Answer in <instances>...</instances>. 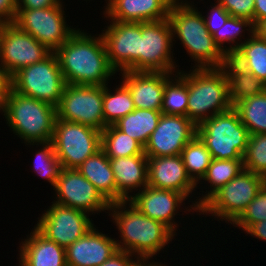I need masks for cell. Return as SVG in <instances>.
I'll return each mask as SVG.
<instances>
[{
	"instance_id": "cb8c5ba5",
	"label": "cell",
	"mask_w": 266,
	"mask_h": 266,
	"mask_svg": "<svg viewBox=\"0 0 266 266\" xmlns=\"http://www.w3.org/2000/svg\"><path fill=\"white\" fill-rule=\"evenodd\" d=\"M114 173L118 193L129 200L130 192L148 186V157L133 155L129 157L109 158Z\"/></svg>"
},
{
	"instance_id": "f35d334b",
	"label": "cell",
	"mask_w": 266,
	"mask_h": 266,
	"mask_svg": "<svg viewBox=\"0 0 266 266\" xmlns=\"http://www.w3.org/2000/svg\"><path fill=\"white\" fill-rule=\"evenodd\" d=\"M234 17L245 18L254 25V0H216Z\"/></svg>"
},
{
	"instance_id": "60d3db41",
	"label": "cell",
	"mask_w": 266,
	"mask_h": 266,
	"mask_svg": "<svg viewBox=\"0 0 266 266\" xmlns=\"http://www.w3.org/2000/svg\"><path fill=\"white\" fill-rule=\"evenodd\" d=\"M17 14V0H0V21L14 23Z\"/></svg>"
},
{
	"instance_id": "6da1fadb",
	"label": "cell",
	"mask_w": 266,
	"mask_h": 266,
	"mask_svg": "<svg viewBox=\"0 0 266 266\" xmlns=\"http://www.w3.org/2000/svg\"><path fill=\"white\" fill-rule=\"evenodd\" d=\"M76 30L54 53L66 84L105 86L116 74L101 34Z\"/></svg>"
},
{
	"instance_id": "5bb4252c",
	"label": "cell",
	"mask_w": 266,
	"mask_h": 266,
	"mask_svg": "<svg viewBox=\"0 0 266 266\" xmlns=\"http://www.w3.org/2000/svg\"><path fill=\"white\" fill-rule=\"evenodd\" d=\"M52 203L34 226L46 239L67 248L94 226L86 212Z\"/></svg>"
},
{
	"instance_id": "5b68a950",
	"label": "cell",
	"mask_w": 266,
	"mask_h": 266,
	"mask_svg": "<svg viewBox=\"0 0 266 266\" xmlns=\"http://www.w3.org/2000/svg\"><path fill=\"white\" fill-rule=\"evenodd\" d=\"M179 71L187 78V117L196 125L233 107L229 99V81L223 67L193 68L189 73Z\"/></svg>"
},
{
	"instance_id": "2e32d148",
	"label": "cell",
	"mask_w": 266,
	"mask_h": 266,
	"mask_svg": "<svg viewBox=\"0 0 266 266\" xmlns=\"http://www.w3.org/2000/svg\"><path fill=\"white\" fill-rule=\"evenodd\" d=\"M53 190L56 192L53 202L60 205L87 214L109 211L110 203L78 169L62 168Z\"/></svg>"
},
{
	"instance_id": "bcb514c9",
	"label": "cell",
	"mask_w": 266,
	"mask_h": 266,
	"mask_svg": "<svg viewBox=\"0 0 266 266\" xmlns=\"http://www.w3.org/2000/svg\"><path fill=\"white\" fill-rule=\"evenodd\" d=\"M254 26L261 20L266 19V0H254Z\"/></svg>"
},
{
	"instance_id": "9a60e30c",
	"label": "cell",
	"mask_w": 266,
	"mask_h": 266,
	"mask_svg": "<svg viewBox=\"0 0 266 266\" xmlns=\"http://www.w3.org/2000/svg\"><path fill=\"white\" fill-rule=\"evenodd\" d=\"M102 31L111 66L117 71L140 72V23L110 21Z\"/></svg>"
},
{
	"instance_id": "52a82bcc",
	"label": "cell",
	"mask_w": 266,
	"mask_h": 266,
	"mask_svg": "<svg viewBox=\"0 0 266 266\" xmlns=\"http://www.w3.org/2000/svg\"><path fill=\"white\" fill-rule=\"evenodd\" d=\"M266 178L251 171L242 170L229 183L215 192L198 210V214H211L221 221L233 224L245 211Z\"/></svg>"
},
{
	"instance_id": "ab89813d",
	"label": "cell",
	"mask_w": 266,
	"mask_h": 266,
	"mask_svg": "<svg viewBox=\"0 0 266 266\" xmlns=\"http://www.w3.org/2000/svg\"><path fill=\"white\" fill-rule=\"evenodd\" d=\"M215 3L217 4L212 5L209 11L210 13L208 14L209 16H203L206 28L211 35L220 30L222 25H224L227 19L231 16L220 3Z\"/></svg>"
},
{
	"instance_id": "d590c367",
	"label": "cell",
	"mask_w": 266,
	"mask_h": 266,
	"mask_svg": "<svg viewBox=\"0 0 266 266\" xmlns=\"http://www.w3.org/2000/svg\"><path fill=\"white\" fill-rule=\"evenodd\" d=\"M26 144L30 146L40 145L42 147L36 152L33 169H35L34 171L37 172V175L46 179L54 188L62 170V165L55 154L52 141Z\"/></svg>"
},
{
	"instance_id": "4316f807",
	"label": "cell",
	"mask_w": 266,
	"mask_h": 266,
	"mask_svg": "<svg viewBox=\"0 0 266 266\" xmlns=\"http://www.w3.org/2000/svg\"><path fill=\"white\" fill-rule=\"evenodd\" d=\"M242 170H244L242 159H212L205 176L202 178V180L207 181L206 183H210V191L206 190L205 195H203L199 199H196L198 201H195V203L193 202V205H190V208L187 207L185 209L189 211V213L193 210L198 214L199 208L215 192L229 183Z\"/></svg>"
},
{
	"instance_id": "b9f144b4",
	"label": "cell",
	"mask_w": 266,
	"mask_h": 266,
	"mask_svg": "<svg viewBox=\"0 0 266 266\" xmlns=\"http://www.w3.org/2000/svg\"><path fill=\"white\" fill-rule=\"evenodd\" d=\"M132 255L127 251L117 250L100 266H132L135 261Z\"/></svg>"
},
{
	"instance_id": "44dd1931",
	"label": "cell",
	"mask_w": 266,
	"mask_h": 266,
	"mask_svg": "<svg viewBox=\"0 0 266 266\" xmlns=\"http://www.w3.org/2000/svg\"><path fill=\"white\" fill-rule=\"evenodd\" d=\"M94 226L66 248L67 266H100L117 250L116 240Z\"/></svg>"
},
{
	"instance_id": "7dc6e473",
	"label": "cell",
	"mask_w": 266,
	"mask_h": 266,
	"mask_svg": "<svg viewBox=\"0 0 266 266\" xmlns=\"http://www.w3.org/2000/svg\"><path fill=\"white\" fill-rule=\"evenodd\" d=\"M254 33H256L260 38L266 40V19L259 21L254 26Z\"/></svg>"
},
{
	"instance_id": "277c9868",
	"label": "cell",
	"mask_w": 266,
	"mask_h": 266,
	"mask_svg": "<svg viewBox=\"0 0 266 266\" xmlns=\"http://www.w3.org/2000/svg\"><path fill=\"white\" fill-rule=\"evenodd\" d=\"M0 112L4 113L6 124L24 143L52 141L56 107L28 97L9 88Z\"/></svg>"
},
{
	"instance_id": "3957f363",
	"label": "cell",
	"mask_w": 266,
	"mask_h": 266,
	"mask_svg": "<svg viewBox=\"0 0 266 266\" xmlns=\"http://www.w3.org/2000/svg\"><path fill=\"white\" fill-rule=\"evenodd\" d=\"M168 20L173 41L174 38L181 41L188 56L195 61L193 68L223 67L228 55L215 43L197 7L193 4L171 5Z\"/></svg>"
},
{
	"instance_id": "484cf974",
	"label": "cell",
	"mask_w": 266,
	"mask_h": 266,
	"mask_svg": "<svg viewBox=\"0 0 266 266\" xmlns=\"http://www.w3.org/2000/svg\"><path fill=\"white\" fill-rule=\"evenodd\" d=\"M229 81V99L234 107L238 102L266 91V83L235 63L230 57L223 64Z\"/></svg>"
},
{
	"instance_id": "603a6c76",
	"label": "cell",
	"mask_w": 266,
	"mask_h": 266,
	"mask_svg": "<svg viewBox=\"0 0 266 266\" xmlns=\"http://www.w3.org/2000/svg\"><path fill=\"white\" fill-rule=\"evenodd\" d=\"M20 245L18 266H67L66 248L46 239L35 228Z\"/></svg>"
},
{
	"instance_id": "e0dca14e",
	"label": "cell",
	"mask_w": 266,
	"mask_h": 266,
	"mask_svg": "<svg viewBox=\"0 0 266 266\" xmlns=\"http://www.w3.org/2000/svg\"><path fill=\"white\" fill-rule=\"evenodd\" d=\"M197 135V125L186 116L163 114L150 135L144 153L147 157L181 155Z\"/></svg>"
},
{
	"instance_id": "ee69618b",
	"label": "cell",
	"mask_w": 266,
	"mask_h": 266,
	"mask_svg": "<svg viewBox=\"0 0 266 266\" xmlns=\"http://www.w3.org/2000/svg\"><path fill=\"white\" fill-rule=\"evenodd\" d=\"M11 87L10 77L0 64V107L7 97L9 88Z\"/></svg>"
},
{
	"instance_id": "ac0fdd59",
	"label": "cell",
	"mask_w": 266,
	"mask_h": 266,
	"mask_svg": "<svg viewBox=\"0 0 266 266\" xmlns=\"http://www.w3.org/2000/svg\"><path fill=\"white\" fill-rule=\"evenodd\" d=\"M134 195L131 194L130 201L133 206L145 216L159 221L167 226L175 235L177 222L174 221L175 215L186 198L183 194L172 190L158 189L146 186Z\"/></svg>"
},
{
	"instance_id": "8fae6325",
	"label": "cell",
	"mask_w": 266,
	"mask_h": 266,
	"mask_svg": "<svg viewBox=\"0 0 266 266\" xmlns=\"http://www.w3.org/2000/svg\"><path fill=\"white\" fill-rule=\"evenodd\" d=\"M56 113L64 121L102 131L107 126L103 115V86L66 84Z\"/></svg>"
},
{
	"instance_id": "1f68e13d",
	"label": "cell",
	"mask_w": 266,
	"mask_h": 266,
	"mask_svg": "<svg viewBox=\"0 0 266 266\" xmlns=\"http://www.w3.org/2000/svg\"><path fill=\"white\" fill-rule=\"evenodd\" d=\"M233 108L250 134H266V91L238 102Z\"/></svg>"
},
{
	"instance_id": "8d00e7d4",
	"label": "cell",
	"mask_w": 266,
	"mask_h": 266,
	"mask_svg": "<svg viewBox=\"0 0 266 266\" xmlns=\"http://www.w3.org/2000/svg\"><path fill=\"white\" fill-rule=\"evenodd\" d=\"M242 161L245 170L266 178V134H250Z\"/></svg>"
},
{
	"instance_id": "836d02e7",
	"label": "cell",
	"mask_w": 266,
	"mask_h": 266,
	"mask_svg": "<svg viewBox=\"0 0 266 266\" xmlns=\"http://www.w3.org/2000/svg\"><path fill=\"white\" fill-rule=\"evenodd\" d=\"M187 107V78L178 71L177 75L175 73V76H172L165 83L161 112L168 115H180L187 117Z\"/></svg>"
},
{
	"instance_id": "f1b7e54d",
	"label": "cell",
	"mask_w": 266,
	"mask_h": 266,
	"mask_svg": "<svg viewBox=\"0 0 266 266\" xmlns=\"http://www.w3.org/2000/svg\"><path fill=\"white\" fill-rule=\"evenodd\" d=\"M162 112L148 109H134L113 124L117 129L137 140L143 147L157 127Z\"/></svg>"
},
{
	"instance_id": "f907efd6",
	"label": "cell",
	"mask_w": 266,
	"mask_h": 266,
	"mask_svg": "<svg viewBox=\"0 0 266 266\" xmlns=\"http://www.w3.org/2000/svg\"><path fill=\"white\" fill-rule=\"evenodd\" d=\"M3 25H4V23L2 21H0V31L2 30Z\"/></svg>"
},
{
	"instance_id": "74e56055",
	"label": "cell",
	"mask_w": 266,
	"mask_h": 266,
	"mask_svg": "<svg viewBox=\"0 0 266 266\" xmlns=\"http://www.w3.org/2000/svg\"><path fill=\"white\" fill-rule=\"evenodd\" d=\"M266 220V183L258 191L256 197L249 203L233 226L246 231L252 224Z\"/></svg>"
},
{
	"instance_id": "d6a6232c",
	"label": "cell",
	"mask_w": 266,
	"mask_h": 266,
	"mask_svg": "<svg viewBox=\"0 0 266 266\" xmlns=\"http://www.w3.org/2000/svg\"><path fill=\"white\" fill-rule=\"evenodd\" d=\"M181 157L188 176L198 185L212 161L211 153L196 135L182 150Z\"/></svg>"
},
{
	"instance_id": "7bdbcfd3",
	"label": "cell",
	"mask_w": 266,
	"mask_h": 266,
	"mask_svg": "<svg viewBox=\"0 0 266 266\" xmlns=\"http://www.w3.org/2000/svg\"><path fill=\"white\" fill-rule=\"evenodd\" d=\"M61 3V0H17V8L42 9Z\"/></svg>"
},
{
	"instance_id": "c3c4849f",
	"label": "cell",
	"mask_w": 266,
	"mask_h": 266,
	"mask_svg": "<svg viewBox=\"0 0 266 266\" xmlns=\"http://www.w3.org/2000/svg\"><path fill=\"white\" fill-rule=\"evenodd\" d=\"M151 258H146V257H139L137 258L134 263L132 264V266H166L165 264H161V263H156V262H150L148 260H150ZM150 262V263H149Z\"/></svg>"
},
{
	"instance_id": "8992f818",
	"label": "cell",
	"mask_w": 266,
	"mask_h": 266,
	"mask_svg": "<svg viewBox=\"0 0 266 266\" xmlns=\"http://www.w3.org/2000/svg\"><path fill=\"white\" fill-rule=\"evenodd\" d=\"M197 136L211 153L212 159H242L250 133L238 112L230 110L215 114L197 125Z\"/></svg>"
},
{
	"instance_id": "681fc988",
	"label": "cell",
	"mask_w": 266,
	"mask_h": 266,
	"mask_svg": "<svg viewBox=\"0 0 266 266\" xmlns=\"http://www.w3.org/2000/svg\"><path fill=\"white\" fill-rule=\"evenodd\" d=\"M171 5H178V4H192L190 1L188 2L187 0H168Z\"/></svg>"
},
{
	"instance_id": "83f0119b",
	"label": "cell",
	"mask_w": 266,
	"mask_h": 266,
	"mask_svg": "<svg viewBox=\"0 0 266 266\" xmlns=\"http://www.w3.org/2000/svg\"><path fill=\"white\" fill-rule=\"evenodd\" d=\"M231 54L230 58L266 83V40L256 33L249 35Z\"/></svg>"
},
{
	"instance_id": "30bf717a",
	"label": "cell",
	"mask_w": 266,
	"mask_h": 266,
	"mask_svg": "<svg viewBox=\"0 0 266 266\" xmlns=\"http://www.w3.org/2000/svg\"><path fill=\"white\" fill-rule=\"evenodd\" d=\"M63 6L61 3L42 9L17 8L14 24L55 52L77 30L66 24Z\"/></svg>"
},
{
	"instance_id": "ba28073f",
	"label": "cell",
	"mask_w": 266,
	"mask_h": 266,
	"mask_svg": "<svg viewBox=\"0 0 266 266\" xmlns=\"http://www.w3.org/2000/svg\"><path fill=\"white\" fill-rule=\"evenodd\" d=\"M10 82L11 88L19 94L54 107L59 105L66 85L54 52L44 60L20 69L10 78Z\"/></svg>"
},
{
	"instance_id": "7a4b0ae2",
	"label": "cell",
	"mask_w": 266,
	"mask_h": 266,
	"mask_svg": "<svg viewBox=\"0 0 266 266\" xmlns=\"http://www.w3.org/2000/svg\"><path fill=\"white\" fill-rule=\"evenodd\" d=\"M109 211L121 236L120 241L116 240L118 250L133 254L134 259L153 258L175 236L167 226L145 216L128 200L111 203Z\"/></svg>"
},
{
	"instance_id": "ffe728a7",
	"label": "cell",
	"mask_w": 266,
	"mask_h": 266,
	"mask_svg": "<svg viewBox=\"0 0 266 266\" xmlns=\"http://www.w3.org/2000/svg\"><path fill=\"white\" fill-rule=\"evenodd\" d=\"M120 73L122 82L130 90L135 109L161 111L165 83L175 75L174 73L133 71Z\"/></svg>"
},
{
	"instance_id": "e575fe53",
	"label": "cell",
	"mask_w": 266,
	"mask_h": 266,
	"mask_svg": "<svg viewBox=\"0 0 266 266\" xmlns=\"http://www.w3.org/2000/svg\"><path fill=\"white\" fill-rule=\"evenodd\" d=\"M246 27L247 29H245ZM243 28L248 31L250 35L254 33L253 22L245 18L230 16L220 30L212 34L215 43L228 55V57H230L240 44L243 43L241 42L242 40H240L241 37H243L242 32H245ZM224 43L229 44V47L225 46Z\"/></svg>"
},
{
	"instance_id": "4dcf8cb0",
	"label": "cell",
	"mask_w": 266,
	"mask_h": 266,
	"mask_svg": "<svg viewBox=\"0 0 266 266\" xmlns=\"http://www.w3.org/2000/svg\"><path fill=\"white\" fill-rule=\"evenodd\" d=\"M107 86H103V115L108 126L131 113L135 106L129 88L122 81L114 93Z\"/></svg>"
},
{
	"instance_id": "f6af8a7d",
	"label": "cell",
	"mask_w": 266,
	"mask_h": 266,
	"mask_svg": "<svg viewBox=\"0 0 266 266\" xmlns=\"http://www.w3.org/2000/svg\"><path fill=\"white\" fill-rule=\"evenodd\" d=\"M245 232L256 239L266 241V220L252 224Z\"/></svg>"
},
{
	"instance_id": "7402d4cb",
	"label": "cell",
	"mask_w": 266,
	"mask_h": 266,
	"mask_svg": "<svg viewBox=\"0 0 266 266\" xmlns=\"http://www.w3.org/2000/svg\"><path fill=\"white\" fill-rule=\"evenodd\" d=\"M104 17L121 22H153L168 18V0H107Z\"/></svg>"
},
{
	"instance_id": "4fadbf2b",
	"label": "cell",
	"mask_w": 266,
	"mask_h": 266,
	"mask_svg": "<svg viewBox=\"0 0 266 266\" xmlns=\"http://www.w3.org/2000/svg\"><path fill=\"white\" fill-rule=\"evenodd\" d=\"M51 53L45 45L20 30L14 23L2 26L0 64L10 78L20 69L44 60Z\"/></svg>"
},
{
	"instance_id": "d4e9b609",
	"label": "cell",
	"mask_w": 266,
	"mask_h": 266,
	"mask_svg": "<svg viewBox=\"0 0 266 266\" xmlns=\"http://www.w3.org/2000/svg\"><path fill=\"white\" fill-rule=\"evenodd\" d=\"M77 169L110 204L125 200L117 191L109 158L102 149L87 158Z\"/></svg>"
},
{
	"instance_id": "d6986e66",
	"label": "cell",
	"mask_w": 266,
	"mask_h": 266,
	"mask_svg": "<svg viewBox=\"0 0 266 266\" xmlns=\"http://www.w3.org/2000/svg\"><path fill=\"white\" fill-rule=\"evenodd\" d=\"M148 186L191 197L197 185L188 176L181 155L148 157Z\"/></svg>"
},
{
	"instance_id": "9c48e42d",
	"label": "cell",
	"mask_w": 266,
	"mask_h": 266,
	"mask_svg": "<svg viewBox=\"0 0 266 266\" xmlns=\"http://www.w3.org/2000/svg\"><path fill=\"white\" fill-rule=\"evenodd\" d=\"M52 143L62 168L77 169L101 149V131L56 117Z\"/></svg>"
},
{
	"instance_id": "7c38bea8",
	"label": "cell",
	"mask_w": 266,
	"mask_h": 266,
	"mask_svg": "<svg viewBox=\"0 0 266 266\" xmlns=\"http://www.w3.org/2000/svg\"><path fill=\"white\" fill-rule=\"evenodd\" d=\"M173 44L168 18L140 23V72L177 73Z\"/></svg>"
},
{
	"instance_id": "f546056e",
	"label": "cell",
	"mask_w": 266,
	"mask_h": 266,
	"mask_svg": "<svg viewBox=\"0 0 266 266\" xmlns=\"http://www.w3.org/2000/svg\"><path fill=\"white\" fill-rule=\"evenodd\" d=\"M101 149L108 158L145 155L144 147L129 135L108 125L101 131Z\"/></svg>"
}]
</instances>
